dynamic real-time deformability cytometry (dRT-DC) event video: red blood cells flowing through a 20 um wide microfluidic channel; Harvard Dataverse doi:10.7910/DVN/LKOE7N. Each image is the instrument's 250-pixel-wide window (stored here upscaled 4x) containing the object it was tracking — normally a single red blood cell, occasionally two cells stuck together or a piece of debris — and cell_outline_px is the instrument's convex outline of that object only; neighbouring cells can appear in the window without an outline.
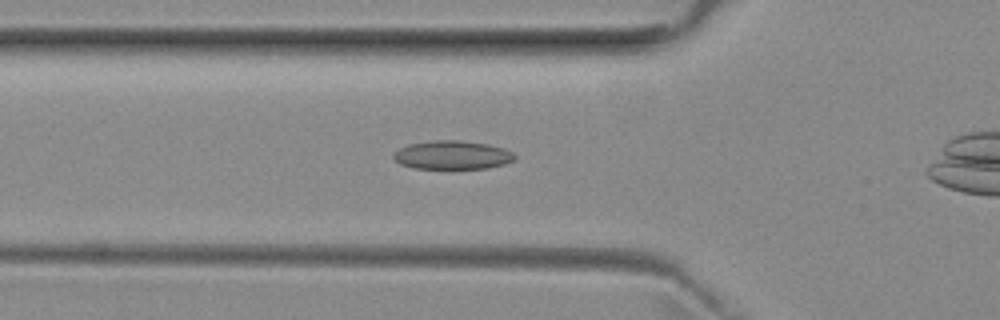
{"species": "common noctule bat (a hibernating species)", "species_latin": "Nyctalus noctula", "temperature_condition": "room temperature", "stored_images_in_passage": 35, "camera_frame_rate_fps": 3000, "um_per_image_px": 0.085, "animal": {"sex": "female", "body_mass_g": 29.2, "forearm_length_mm": 56.3}, "frame": {"image": 1, "passage_image": 11, "time_ms": 3.333, "image_size_px": [1000, 320], "cell_outline_px": [[516, 160], [504, 164], [488, 168], [412, 168], [400, 164], [392, 156], [400, 148], [408, 144], [432, 140], [460, 140], [488, 144], [504, 148], [512, 152], [516, 156]], "centroid_in_image_um": [38.47, 13.17], "position_along_channel_um": 87.3, "area_um2": 20.23}}
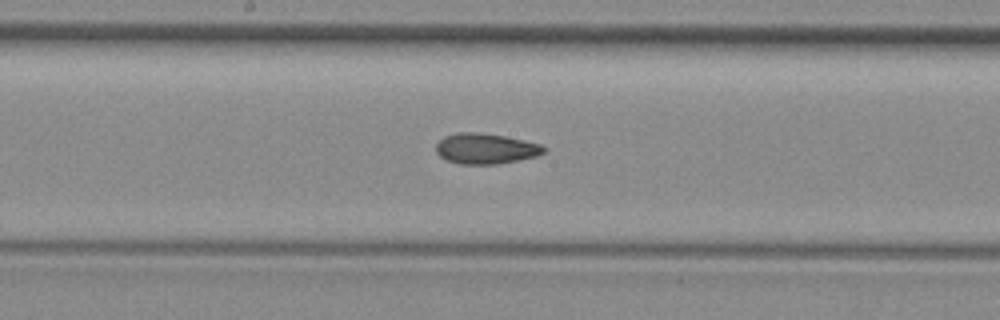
{"frame": {"image": 2, "passage_image": 20, "time_ms": 6.333, "image_size_px": [1000, 320], "cell_outline_px": [[548, 148], [544, 152], [536, 156], [496, 164], [460, 164], [448, 160], [440, 156], [436, 152], [436, 144], [444, 136], [460, 132], [476, 132], [504, 136], [540, 144]], "centroid_in_image_um": [41.27, 12.63], "position_along_channel_um": 206.9, "area_um2": 18.96}}
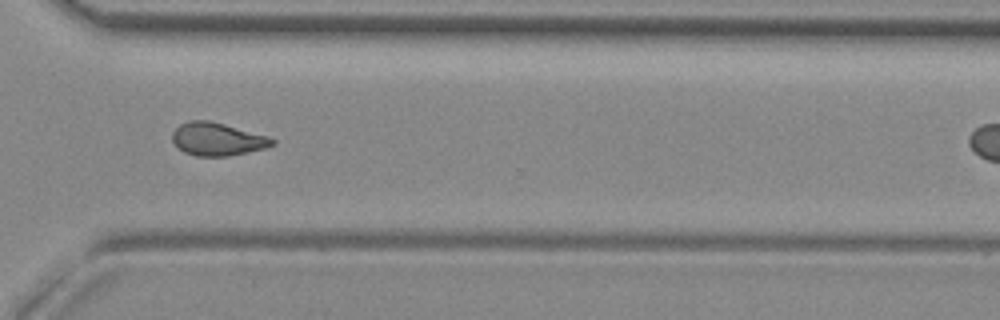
{"frame": {"image": 3, "passage_image": 31, "time_ms": 10.0, "image_size_px": [1000, 320], "cell_outline_px": [[276, 144], [264, 148], [248, 152], [228, 156], [196, 156], [184, 152], [172, 140], [172, 132], [180, 124], [188, 120], [208, 120], [224, 124], [268, 136], [276, 140]], "centroid_in_image_um": [18.48, 11.82], "position_along_channel_um": 352.1, "area_um2": 19.13}}